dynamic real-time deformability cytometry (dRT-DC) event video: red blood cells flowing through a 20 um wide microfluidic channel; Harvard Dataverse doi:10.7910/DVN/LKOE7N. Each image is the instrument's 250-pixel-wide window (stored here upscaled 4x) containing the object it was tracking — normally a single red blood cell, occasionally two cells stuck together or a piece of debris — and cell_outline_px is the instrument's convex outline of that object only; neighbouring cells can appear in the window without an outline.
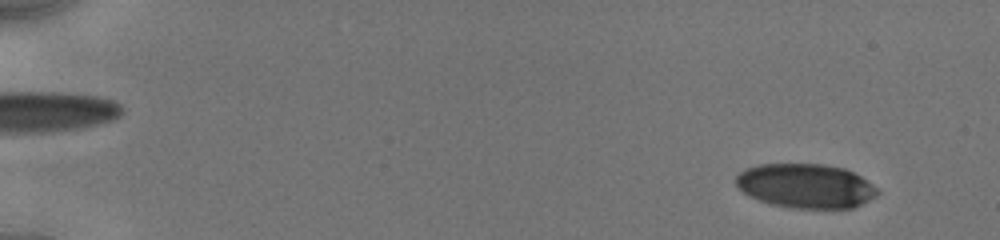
{"species": "human", "species_latin": "Homo sapiens", "temperature_condition": "cold", "stored_images_in_passage": 18, "camera_frame_rate_fps": 3000, "um_per_image_px": 0.085, "donor": {"sex": "male"}, "frame": {"image": 1, "passage_image": 2, "time_ms": 0.667, "image_size_px": [1000, 240], "cell_outline_px": [[880, 192], [876, 196], [852, 208], [792, 208], [772, 204], [748, 196], [736, 188], [736, 176], [744, 168], [760, 164], [824, 164], [844, 168], [860, 176], [872, 184]], "centroid_in_image_um": [68.44, 15.8], "position_along_channel_um": 16.6, "area_um2": 36.59}}
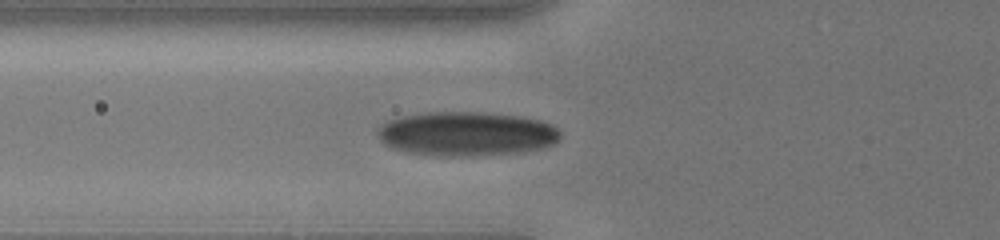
{"frame": {"image": 2, "passage_image": 13, "time_ms": 6.333, "image_size_px": [1000, 240], "cell_outline_px": [[560, 140], [556, 144], [540, 148], [516, 152], [468, 156], [448, 156], [408, 152], [392, 148], [384, 144], [380, 140], [376, 132], [380, 124], [388, 120], [404, 116], [428, 112], [484, 112], [520, 116], [544, 120], [552, 124], [560, 132]], "centroid_in_image_um": [39.66, 11.36], "position_along_channel_um": 86.1, "area_um2": 47.22}}
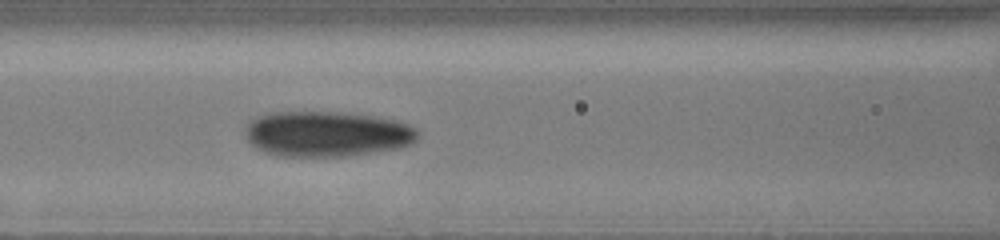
{"frame": {"image": 3, "passage_image": 17, "time_ms": 7.667, "image_size_px": [1000, 240], "cell_outline_px": [[420, 132], [416, 140], [412, 144], [400, 148], [344, 156], [276, 156], [264, 152], [256, 148], [248, 140], [244, 128], [256, 116], [276, 112], [340, 112], [376, 116], [396, 120], [408, 124], [416, 128]], "centroid_in_image_um": [27.81, 11.38], "position_along_channel_um": 138.8, "area_um2": 45.89}}